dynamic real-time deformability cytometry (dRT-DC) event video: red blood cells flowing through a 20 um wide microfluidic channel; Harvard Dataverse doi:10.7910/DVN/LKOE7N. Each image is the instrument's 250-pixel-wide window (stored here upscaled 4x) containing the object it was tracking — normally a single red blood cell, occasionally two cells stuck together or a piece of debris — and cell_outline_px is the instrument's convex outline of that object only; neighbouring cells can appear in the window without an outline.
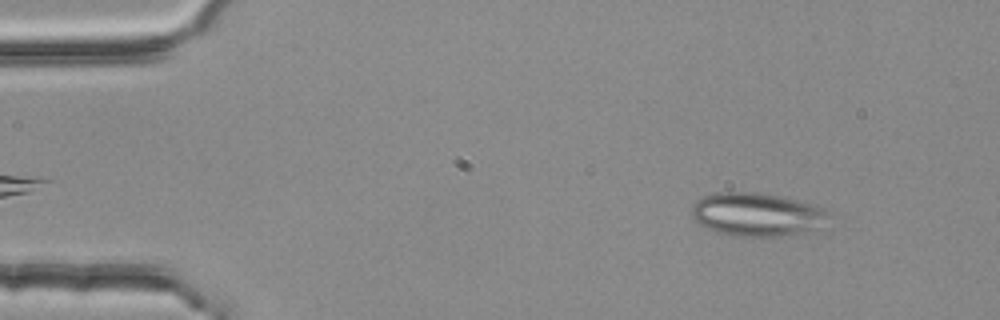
{"species": "common noctule bat (a hibernating species)", "species_latin": "Nyctalus noctula", "temperature_condition": "room temperature", "stored_images_in_passage": 3, "camera_frame_rate_fps": 3000, "um_per_image_px": 0.085, "animal": {"sex": "female", "body_mass_g": 25.1}, "frame": {"image": 1, "passage_image": 1, "time_ms": 0.0, "image_size_px": [1000, 320], "cell_outline_px": [[832, 228], [780, 236], [732, 236], [716, 232], [704, 228], [692, 216], [692, 204], [696, 200], [704, 196], [716, 192], [760, 192], [796, 200], [812, 204], [824, 208]], "centroid_in_image_um": [64.4, 18.25], "position_along_channel_um": 20.6, "area_um2": 35.32}}